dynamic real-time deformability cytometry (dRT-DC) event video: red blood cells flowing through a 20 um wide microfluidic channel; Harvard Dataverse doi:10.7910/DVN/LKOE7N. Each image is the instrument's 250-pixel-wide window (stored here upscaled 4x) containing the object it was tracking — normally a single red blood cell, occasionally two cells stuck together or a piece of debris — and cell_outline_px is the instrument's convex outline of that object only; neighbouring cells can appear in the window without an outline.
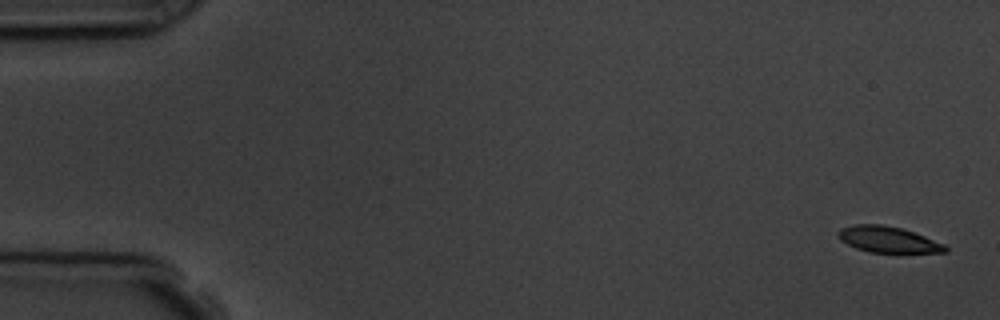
{"species": "common noctule bat (a hibernating species)", "species_latin": "Nyctalus noctula", "temperature_condition": "room temperature", "stored_images_in_passage": 5, "camera_frame_rate_fps": 3000, "um_per_image_px": 0.085, "animal": {"sex": "male", "body_mass_g": 19.5, "forearm_length_mm": 54.6}, "frame": {"image": 1, "passage_image": 1, "time_ms": 0.0, "image_size_px": [1000, 320], "cell_outline_px": [[948, 252], [868, 252], [856, 248], [840, 240], [840, 228], [852, 224], [884, 224], [900, 228], [924, 236], [944, 244], [948, 248]], "centroid_in_image_um": [75.47, 20.35], "position_along_channel_um": 9.5, "area_um2": 16.01}}
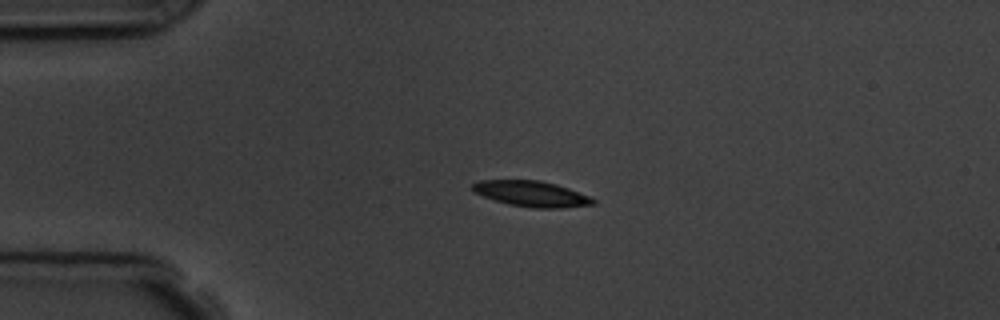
{"frame": {"image": 2, "passage_image": 4, "time_ms": 3.667, "image_size_px": [1000, 320], "cell_outline_px": [[596, 204], [564, 208], [532, 208], [508, 204], [484, 196], [476, 192], [472, 188], [472, 184], [480, 180], [540, 180], [556, 184], [568, 188], [588, 196], [596, 200]], "centroid_in_image_um": [45.21, 16.48], "position_along_channel_um": 39.8, "area_um2": 17.92}}